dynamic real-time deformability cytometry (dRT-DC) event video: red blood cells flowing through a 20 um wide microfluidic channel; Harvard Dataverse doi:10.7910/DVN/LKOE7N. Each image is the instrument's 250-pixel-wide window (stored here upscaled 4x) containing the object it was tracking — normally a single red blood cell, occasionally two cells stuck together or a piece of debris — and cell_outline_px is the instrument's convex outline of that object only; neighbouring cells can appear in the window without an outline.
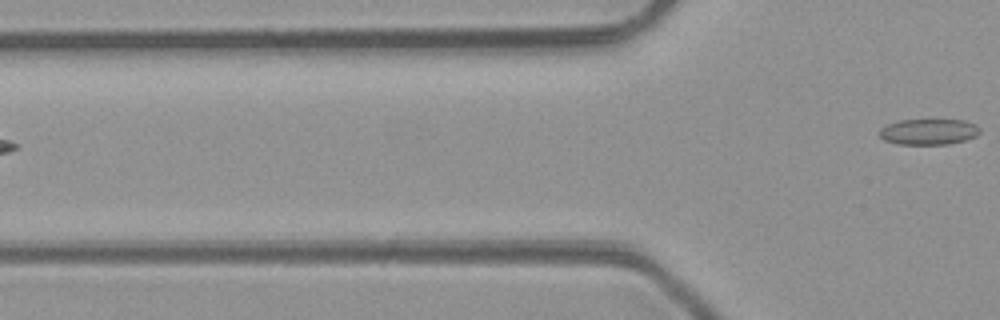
{"species": "common noctule bat (a hibernating species)", "species_latin": "Nyctalus noctula", "temperature_condition": "room temperature", "stored_images_in_passage": 2, "camera_frame_rate_fps": 3000, "um_per_image_px": 0.085, "animal": {"sex": "male", "body_mass_g": 23.1, "forearm_length_mm": 52.7}, "frame": {"image": 1, "passage_image": 2, "time_ms": 1.333, "image_size_px": [1000, 320], "cell_outline_px": [[980, 132], [976, 136], [964, 140], [948, 144], [896, 144], [884, 140], [880, 136], [880, 128], [888, 124], [900, 120], [964, 120], [976, 124], [980, 128]], "centroid_in_image_um": [78.94, 11.2], "position_along_channel_um": 46.9, "area_um2": 15.09}}